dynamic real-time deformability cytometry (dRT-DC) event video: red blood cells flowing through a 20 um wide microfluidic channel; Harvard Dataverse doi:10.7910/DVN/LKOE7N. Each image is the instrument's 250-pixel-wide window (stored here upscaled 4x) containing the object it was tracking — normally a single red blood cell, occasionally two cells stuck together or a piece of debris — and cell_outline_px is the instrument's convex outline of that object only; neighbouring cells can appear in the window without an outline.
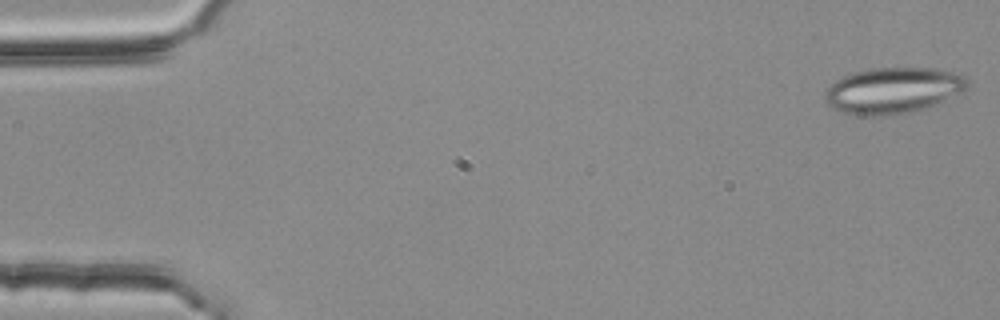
{"species": "common noctule bat (a hibernating species)", "species_latin": "Nyctalus noctula", "temperature_condition": "room temperature", "stored_images_in_passage": 4, "camera_frame_rate_fps": 3000, "um_per_image_px": 0.085, "animal": {"sex": "female", "body_mass_g": 25.1}, "frame": {"image": 1, "passage_image": 1, "time_ms": 0.0, "image_size_px": [1000, 320], "cell_outline_px": [[968, 88], [936, 104], [924, 108], [908, 112], [880, 116], [856, 116], [832, 108], [824, 100], [824, 92], [836, 80], [852, 72], [872, 68], [940, 68], [964, 72], [968, 80]], "centroid_in_image_um": [75.94, 7.67], "position_along_channel_um": 9.1, "area_um2": 38.61}}